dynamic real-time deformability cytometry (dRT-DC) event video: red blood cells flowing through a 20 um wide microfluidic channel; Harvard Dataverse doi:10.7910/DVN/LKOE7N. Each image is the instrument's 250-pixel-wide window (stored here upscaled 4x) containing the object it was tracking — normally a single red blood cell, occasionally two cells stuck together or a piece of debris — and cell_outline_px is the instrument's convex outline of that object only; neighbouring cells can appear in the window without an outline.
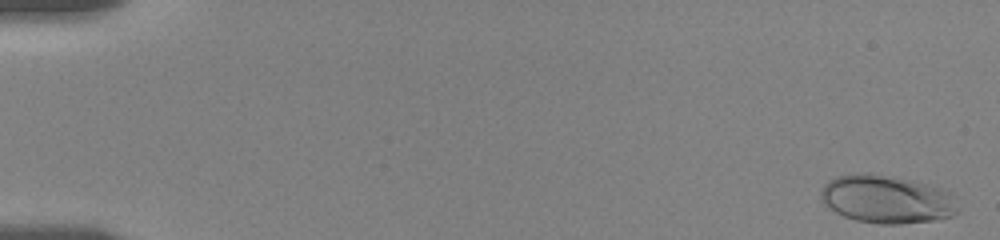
{"species": "human", "species_latin": "Homo sapiens", "temperature_condition": "room temperature", "stored_images_in_passage": 11, "camera_frame_rate_fps": 3000, "um_per_image_px": 0.085, "donor": {"sex": "female"}, "frame": {"image": 1, "passage_image": 2, "time_ms": 0.333, "image_size_px": [1000, 240], "cell_outline_px": [[960, 212], [952, 216], [940, 220], [900, 224], [880, 224], [856, 220], [844, 216], [828, 208], [820, 200], [820, 192], [824, 184], [828, 180], [836, 176], [868, 172], [912, 180], [928, 184], [952, 192], [960, 208]], "centroid_in_image_um": [75.41, 16.94], "position_along_channel_um": 9.6, "area_um2": 39.13}}
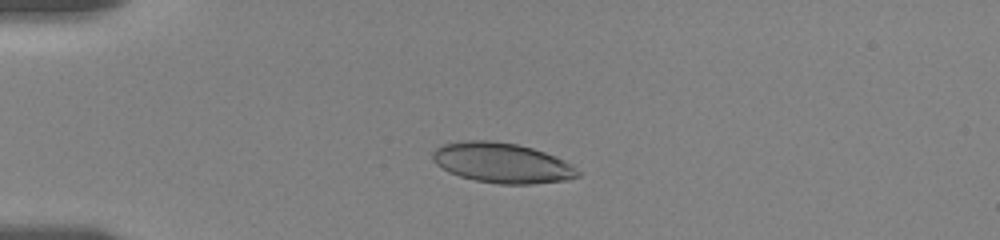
{"frame": {"image": 2, "passage_image": 10, "time_ms": 4.667, "image_size_px": [1000, 240], "cell_outline_px": [[580, 176], [568, 180], [532, 184], [500, 184], [476, 180], [460, 176], [448, 172], [436, 164], [432, 156], [432, 152], [436, 148], [444, 144], [468, 140], [488, 140], [516, 144], [532, 148], [556, 156], [572, 164], [580, 172]], "centroid_in_image_um": [42.7, 13.85], "position_along_channel_um": 42.3, "area_um2": 33.93}}